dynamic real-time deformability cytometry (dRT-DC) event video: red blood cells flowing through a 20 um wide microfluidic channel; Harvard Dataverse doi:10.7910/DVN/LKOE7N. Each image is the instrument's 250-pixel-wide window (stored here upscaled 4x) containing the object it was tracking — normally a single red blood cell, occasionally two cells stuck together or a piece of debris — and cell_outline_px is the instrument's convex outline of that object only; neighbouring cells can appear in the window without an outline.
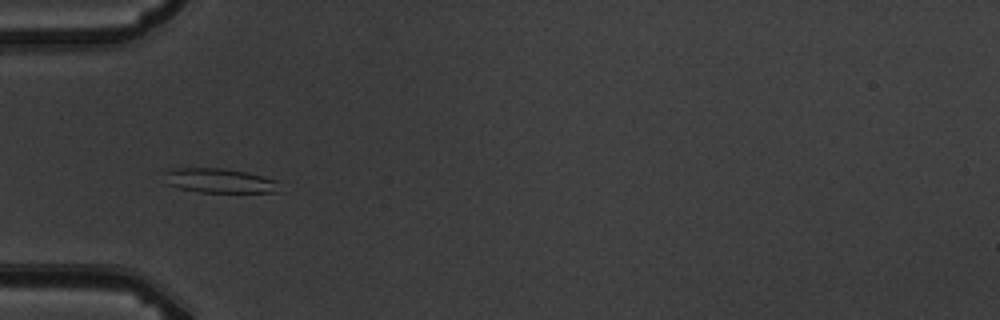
{"species": "common noctule bat (a hibernating species)", "species_latin": "Nyctalus noctula", "temperature_condition": "warm", "stored_images_in_passage": 4, "camera_frame_rate_fps": 3000, "um_per_image_px": 0.085, "animal": {"sex": "male", "body_mass_g": 19.5, "forearm_length_mm": 54.6}, "frame": {"image": 1, "passage_image": 2, "time_ms": 1.333, "image_size_px": [1000, 320], "cell_outline_px": [[276, 192], [200, 192], [180, 188], [168, 184], [164, 172], [172, 168], [224, 168], [248, 172], [276, 180]], "centroid_in_image_um": [18.61, 15.34], "position_along_channel_um": 66.4, "area_um2": 16.13}}
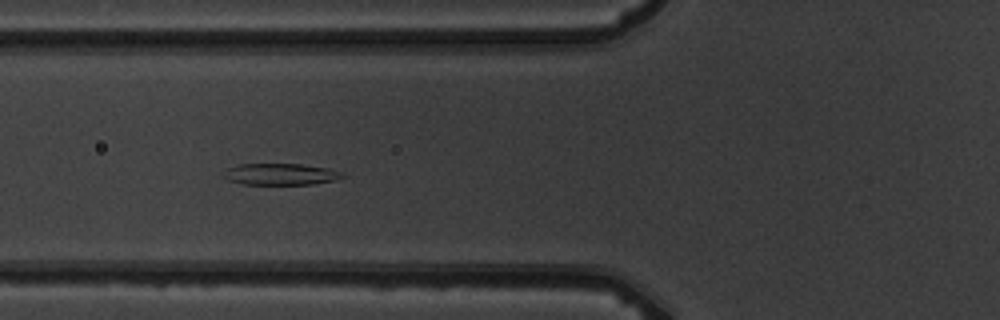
{"frame": {"image": 2, "passage_image": 3, "time_ms": 2.333, "image_size_px": [1000, 320], "cell_outline_px": [[348, 176], [336, 180], [312, 184], [244, 184], [228, 180], [220, 176], [228, 168], [240, 164], [300, 164], [328, 168], [344, 172]], "centroid_in_image_um": [23.89, 14.81], "position_along_channel_um": 101.9, "area_um2": 15.03}}
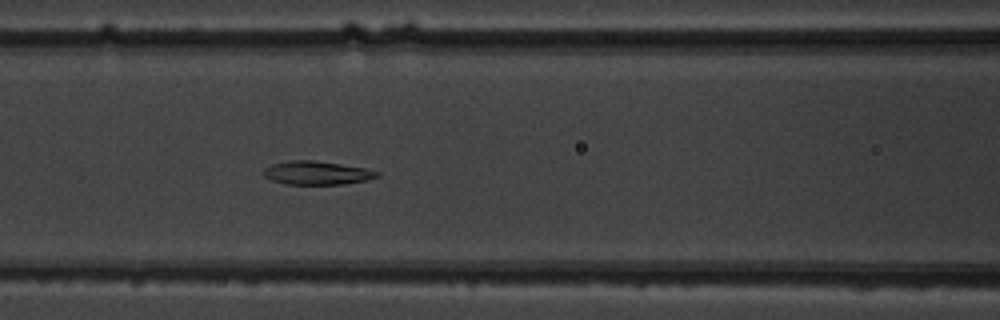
{"frame": {"image": 3, "passage_image": 4, "time_ms": 3.333, "image_size_px": [1000, 320], "cell_outline_px": [[380, 176], [368, 180], [344, 184], [284, 184], [272, 180], [264, 176], [264, 168], [272, 164], [292, 160], [312, 160], [340, 164], [364, 168], [380, 172]], "centroid_in_image_um": [26.95, 14.7], "position_along_channel_um": 139.7, "area_um2": 15.49}}